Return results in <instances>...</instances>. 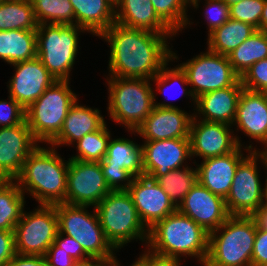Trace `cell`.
Segmentation results:
<instances>
[{"label": "cell", "mask_w": 267, "mask_h": 266, "mask_svg": "<svg viewBox=\"0 0 267 266\" xmlns=\"http://www.w3.org/2000/svg\"><path fill=\"white\" fill-rule=\"evenodd\" d=\"M176 34H158L114 22L100 37L110 45L109 77L152 79L176 54L167 38Z\"/></svg>", "instance_id": "1"}, {"label": "cell", "mask_w": 267, "mask_h": 266, "mask_svg": "<svg viewBox=\"0 0 267 266\" xmlns=\"http://www.w3.org/2000/svg\"><path fill=\"white\" fill-rule=\"evenodd\" d=\"M64 161L55 148L37 146L15 181L24 194L29 192L40 205L65 203L69 159Z\"/></svg>", "instance_id": "2"}, {"label": "cell", "mask_w": 267, "mask_h": 266, "mask_svg": "<svg viewBox=\"0 0 267 266\" xmlns=\"http://www.w3.org/2000/svg\"><path fill=\"white\" fill-rule=\"evenodd\" d=\"M208 242L209 233L177 210L149 229L147 246L151 251L164 256L179 259L181 255L194 256L204 265Z\"/></svg>", "instance_id": "3"}, {"label": "cell", "mask_w": 267, "mask_h": 266, "mask_svg": "<svg viewBox=\"0 0 267 266\" xmlns=\"http://www.w3.org/2000/svg\"><path fill=\"white\" fill-rule=\"evenodd\" d=\"M256 231L257 224L252 216L231 215L209 234L203 266H252Z\"/></svg>", "instance_id": "4"}, {"label": "cell", "mask_w": 267, "mask_h": 266, "mask_svg": "<svg viewBox=\"0 0 267 266\" xmlns=\"http://www.w3.org/2000/svg\"><path fill=\"white\" fill-rule=\"evenodd\" d=\"M107 82L109 117L131 132L136 131L154 108L150 79L109 77Z\"/></svg>", "instance_id": "5"}, {"label": "cell", "mask_w": 267, "mask_h": 266, "mask_svg": "<svg viewBox=\"0 0 267 266\" xmlns=\"http://www.w3.org/2000/svg\"><path fill=\"white\" fill-rule=\"evenodd\" d=\"M78 101L68 80H57L27 109L25 120L33 137L50 144L60 133L73 104Z\"/></svg>", "instance_id": "6"}, {"label": "cell", "mask_w": 267, "mask_h": 266, "mask_svg": "<svg viewBox=\"0 0 267 266\" xmlns=\"http://www.w3.org/2000/svg\"><path fill=\"white\" fill-rule=\"evenodd\" d=\"M106 239L115 250L131 240L148 241L149 230L142 223L128 191H111L96 206Z\"/></svg>", "instance_id": "7"}, {"label": "cell", "mask_w": 267, "mask_h": 266, "mask_svg": "<svg viewBox=\"0 0 267 266\" xmlns=\"http://www.w3.org/2000/svg\"><path fill=\"white\" fill-rule=\"evenodd\" d=\"M37 57L56 80H69L78 51V33L85 30L77 25L39 24Z\"/></svg>", "instance_id": "8"}, {"label": "cell", "mask_w": 267, "mask_h": 266, "mask_svg": "<svg viewBox=\"0 0 267 266\" xmlns=\"http://www.w3.org/2000/svg\"><path fill=\"white\" fill-rule=\"evenodd\" d=\"M90 206L56 204L58 232L72 237L90 257L114 259L115 248L106 239L94 207L93 214L86 210Z\"/></svg>", "instance_id": "9"}, {"label": "cell", "mask_w": 267, "mask_h": 266, "mask_svg": "<svg viewBox=\"0 0 267 266\" xmlns=\"http://www.w3.org/2000/svg\"><path fill=\"white\" fill-rule=\"evenodd\" d=\"M58 233L55 205H39L30 213L22 212L15 225V252L20 255L44 256Z\"/></svg>", "instance_id": "10"}, {"label": "cell", "mask_w": 267, "mask_h": 266, "mask_svg": "<svg viewBox=\"0 0 267 266\" xmlns=\"http://www.w3.org/2000/svg\"><path fill=\"white\" fill-rule=\"evenodd\" d=\"M249 155L239 163L225 203L230 215L252 216L266 202V184L261 188L257 161L260 151L250 144Z\"/></svg>", "instance_id": "11"}, {"label": "cell", "mask_w": 267, "mask_h": 266, "mask_svg": "<svg viewBox=\"0 0 267 266\" xmlns=\"http://www.w3.org/2000/svg\"><path fill=\"white\" fill-rule=\"evenodd\" d=\"M179 66L186 73L195 99L204 93L234 86L240 80L228 56L208 49Z\"/></svg>", "instance_id": "12"}, {"label": "cell", "mask_w": 267, "mask_h": 266, "mask_svg": "<svg viewBox=\"0 0 267 266\" xmlns=\"http://www.w3.org/2000/svg\"><path fill=\"white\" fill-rule=\"evenodd\" d=\"M109 192L100 162L69 159L66 204L95 207Z\"/></svg>", "instance_id": "13"}, {"label": "cell", "mask_w": 267, "mask_h": 266, "mask_svg": "<svg viewBox=\"0 0 267 266\" xmlns=\"http://www.w3.org/2000/svg\"><path fill=\"white\" fill-rule=\"evenodd\" d=\"M196 116H193L189 132L191 157L199 156L204 160L233 152L238 146L243 147L239 137L232 136L231 125L197 121Z\"/></svg>", "instance_id": "14"}, {"label": "cell", "mask_w": 267, "mask_h": 266, "mask_svg": "<svg viewBox=\"0 0 267 266\" xmlns=\"http://www.w3.org/2000/svg\"><path fill=\"white\" fill-rule=\"evenodd\" d=\"M152 112L134 131L145 141L189 138L192 115L169 103H155Z\"/></svg>", "instance_id": "15"}, {"label": "cell", "mask_w": 267, "mask_h": 266, "mask_svg": "<svg viewBox=\"0 0 267 266\" xmlns=\"http://www.w3.org/2000/svg\"><path fill=\"white\" fill-rule=\"evenodd\" d=\"M127 191L132 197L142 223L148 230L177 211V207L163 188L149 176L134 177Z\"/></svg>", "instance_id": "16"}, {"label": "cell", "mask_w": 267, "mask_h": 266, "mask_svg": "<svg viewBox=\"0 0 267 266\" xmlns=\"http://www.w3.org/2000/svg\"><path fill=\"white\" fill-rule=\"evenodd\" d=\"M37 146L26 120L12 127H0V180H15Z\"/></svg>", "instance_id": "17"}, {"label": "cell", "mask_w": 267, "mask_h": 266, "mask_svg": "<svg viewBox=\"0 0 267 266\" xmlns=\"http://www.w3.org/2000/svg\"><path fill=\"white\" fill-rule=\"evenodd\" d=\"M177 210L191 218L209 234L231 216L225 199L210 192L199 181L191 188Z\"/></svg>", "instance_id": "18"}, {"label": "cell", "mask_w": 267, "mask_h": 266, "mask_svg": "<svg viewBox=\"0 0 267 266\" xmlns=\"http://www.w3.org/2000/svg\"><path fill=\"white\" fill-rule=\"evenodd\" d=\"M15 73L9 81V96L25 110L35 102L45 90L57 81L43 66L38 57L12 64Z\"/></svg>", "instance_id": "19"}, {"label": "cell", "mask_w": 267, "mask_h": 266, "mask_svg": "<svg viewBox=\"0 0 267 266\" xmlns=\"http://www.w3.org/2000/svg\"><path fill=\"white\" fill-rule=\"evenodd\" d=\"M142 148L144 175L149 177H161L184 167V161L191 158L189 138L145 141Z\"/></svg>", "instance_id": "20"}, {"label": "cell", "mask_w": 267, "mask_h": 266, "mask_svg": "<svg viewBox=\"0 0 267 266\" xmlns=\"http://www.w3.org/2000/svg\"><path fill=\"white\" fill-rule=\"evenodd\" d=\"M238 146L228 154L204 159L197 165L198 181L210 192L225 199L230 192L231 184L239 163L245 158Z\"/></svg>", "instance_id": "21"}, {"label": "cell", "mask_w": 267, "mask_h": 266, "mask_svg": "<svg viewBox=\"0 0 267 266\" xmlns=\"http://www.w3.org/2000/svg\"><path fill=\"white\" fill-rule=\"evenodd\" d=\"M234 123L244 134L267 145V93L243 89Z\"/></svg>", "instance_id": "22"}, {"label": "cell", "mask_w": 267, "mask_h": 266, "mask_svg": "<svg viewBox=\"0 0 267 266\" xmlns=\"http://www.w3.org/2000/svg\"><path fill=\"white\" fill-rule=\"evenodd\" d=\"M243 89L239 80L234 86L204 93L196 98L195 110L203 115L201 120L232 125Z\"/></svg>", "instance_id": "23"}, {"label": "cell", "mask_w": 267, "mask_h": 266, "mask_svg": "<svg viewBox=\"0 0 267 266\" xmlns=\"http://www.w3.org/2000/svg\"><path fill=\"white\" fill-rule=\"evenodd\" d=\"M105 124L99 109L79 105L76 101L67 113L59 135L50 145L55 148L60 145L73 144L86 134L100 130Z\"/></svg>", "instance_id": "24"}, {"label": "cell", "mask_w": 267, "mask_h": 266, "mask_svg": "<svg viewBox=\"0 0 267 266\" xmlns=\"http://www.w3.org/2000/svg\"><path fill=\"white\" fill-rule=\"evenodd\" d=\"M74 10V25L93 35L101 36L116 21L113 0H70Z\"/></svg>", "instance_id": "25"}, {"label": "cell", "mask_w": 267, "mask_h": 266, "mask_svg": "<svg viewBox=\"0 0 267 266\" xmlns=\"http://www.w3.org/2000/svg\"><path fill=\"white\" fill-rule=\"evenodd\" d=\"M115 22L158 34H175L158 17L151 0H117Z\"/></svg>", "instance_id": "26"}, {"label": "cell", "mask_w": 267, "mask_h": 266, "mask_svg": "<svg viewBox=\"0 0 267 266\" xmlns=\"http://www.w3.org/2000/svg\"><path fill=\"white\" fill-rule=\"evenodd\" d=\"M100 167H121L134 177L144 175L143 148L133 140L110 139L107 153L100 162Z\"/></svg>", "instance_id": "27"}, {"label": "cell", "mask_w": 267, "mask_h": 266, "mask_svg": "<svg viewBox=\"0 0 267 266\" xmlns=\"http://www.w3.org/2000/svg\"><path fill=\"white\" fill-rule=\"evenodd\" d=\"M37 57L36 30L0 31V58L10 65Z\"/></svg>", "instance_id": "28"}, {"label": "cell", "mask_w": 267, "mask_h": 266, "mask_svg": "<svg viewBox=\"0 0 267 266\" xmlns=\"http://www.w3.org/2000/svg\"><path fill=\"white\" fill-rule=\"evenodd\" d=\"M257 29L249 23L229 19L221 27L208 33L207 49L224 56L230 55Z\"/></svg>", "instance_id": "29"}, {"label": "cell", "mask_w": 267, "mask_h": 266, "mask_svg": "<svg viewBox=\"0 0 267 266\" xmlns=\"http://www.w3.org/2000/svg\"><path fill=\"white\" fill-rule=\"evenodd\" d=\"M228 58L234 71L241 77L254 63L267 58V31L257 29Z\"/></svg>", "instance_id": "30"}, {"label": "cell", "mask_w": 267, "mask_h": 266, "mask_svg": "<svg viewBox=\"0 0 267 266\" xmlns=\"http://www.w3.org/2000/svg\"><path fill=\"white\" fill-rule=\"evenodd\" d=\"M38 25L30 0H0V31L37 30Z\"/></svg>", "instance_id": "31"}, {"label": "cell", "mask_w": 267, "mask_h": 266, "mask_svg": "<svg viewBox=\"0 0 267 266\" xmlns=\"http://www.w3.org/2000/svg\"><path fill=\"white\" fill-rule=\"evenodd\" d=\"M24 193L15 180H0V229L14 231L25 205Z\"/></svg>", "instance_id": "32"}, {"label": "cell", "mask_w": 267, "mask_h": 266, "mask_svg": "<svg viewBox=\"0 0 267 266\" xmlns=\"http://www.w3.org/2000/svg\"><path fill=\"white\" fill-rule=\"evenodd\" d=\"M150 178L154 179L163 188L178 208L191 188L198 182V170L185 165L183 169H174L164 176Z\"/></svg>", "instance_id": "33"}, {"label": "cell", "mask_w": 267, "mask_h": 266, "mask_svg": "<svg viewBox=\"0 0 267 266\" xmlns=\"http://www.w3.org/2000/svg\"><path fill=\"white\" fill-rule=\"evenodd\" d=\"M38 24L74 25L70 0H30Z\"/></svg>", "instance_id": "34"}, {"label": "cell", "mask_w": 267, "mask_h": 266, "mask_svg": "<svg viewBox=\"0 0 267 266\" xmlns=\"http://www.w3.org/2000/svg\"><path fill=\"white\" fill-rule=\"evenodd\" d=\"M110 139V132L105 124L100 130L88 133L76 142L79 153L69 159L101 162L107 153Z\"/></svg>", "instance_id": "35"}, {"label": "cell", "mask_w": 267, "mask_h": 266, "mask_svg": "<svg viewBox=\"0 0 267 266\" xmlns=\"http://www.w3.org/2000/svg\"><path fill=\"white\" fill-rule=\"evenodd\" d=\"M151 2L158 17L175 34L187 24L190 25L186 11L190 0H151Z\"/></svg>", "instance_id": "36"}, {"label": "cell", "mask_w": 267, "mask_h": 266, "mask_svg": "<svg viewBox=\"0 0 267 266\" xmlns=\"http://www.w3.org/2000/svg\"><path fill=\"white\" fill-rule=\"evenodd\" d=\"M265 0H244L229 6L230 18L249 23L260 30V19L262 16Z\"/></svg>", "instance_id": "37"}, {"label": "cell", "mask_w": 267, "mask_h": 266, "mask_svg": "<svg viewBox=\"0 0 267 266\" xmlns=\"http://www.w3.org/2000/svg\"><path fill=\"white\" fill-rule=\"evenodd\" d=\"M240 81L246 90L267 93V58L254 63Z\"/></svg>", "instance_id": "38"}, {"label": "cell", "mask_w": 267, "mask_h": 266, "mask_svg": "<svg viewBox=\"0 0 267 266\" xmlns=\"http://www.w3.org/2000/svg\"><path fill=\"white\" fill-rule=\"evenodd\" d=\"M167 65H168V63L160 70V72L158 74H156L151 79V81L154 80V82H156V85L158 87L157 90H159L161 93H164L163 91H164V89H166V86H168L169 83L170 84L173 83L174 81H179L176 83H182V85H189L186 73L182 70V68L179 65H177L174 69L168 68ZM180 90L183 94H185V96L186 95L190 96L192 98V101L194 100V104H196V99H195L194 95L192 94L191 88L187 90L184 87Z\"/></svg>", "instance_id": "39"}, {"label": "cell", "mask_w": 267, "mask_h": 266, "mask_svg": "<svg viewBox=\"0 0 267 266\" xmlns=\"http://www.w3.org/2000/svg\"><path fill=\"white\" fill-rule=\"evenodd\" d=\"M206 17L208 23V32L211 33L218 27H221L230 19L229 6L222 0H206ZM199 0H190V6L197 9Z\"/></svg>", "instance_id": "40"}, {"label": "cell", "mask_w": 267, "mask_h": 266, "mask_svg": "<svg viewBox=\"0 0 267 266\" xmlns=\"http://www.w3.org/2000/svg\"><path fill=\"white\" fill-rule=\"evenodd\" d=\"M0 100V127H12L25 121L26 110L11 96Z\"/></svg>", "instance_id": "41"}, {"label": "cell", "mask_w": 267, "mask_h": 266, "mask_svg": "<svg viewBox=\"0 0 267 266\" xmlns=\"http://www.w3.org/2000/svg\"><path fill=\"white\" fill-rule=\"evenodd\" d=\"M101 170L111 191H127L134 179L131 173L121 167H101Z\"/></svg>", "instance_id": "42"}, {"label": "cell", "mask_w": 267, "mask_h": 266, "mask_svg": "<svg viewBox=\"0 0 267 266\" xmlns=\"http://www.w3.org/2000/svg\"><path fill=\"white\" fill-rule=\"evenodd\" d=\"M54 243L63 251L69 253L76 261H83L90 258V256L83 250V247L70 236H65L64 234L58 232Z\"/></svg>", "instance_id": "43"}, {"label": "cell", "mask_w": 267, "mask_h": 266, "mask_svg": "<svg viewBox=\"0 0 267 266\" xmlns=\"http://www.w3.org/2000/svg\"><path fill=\"white\" fill-rule=\"evenodd\" d=\"M252 266H267V231L259 227L254 240Z\"/></svg>", "instance_id": "44"}, {"label": "cell", "mask_w": 267, "mask_h": 266, "mask_svg": "<svg viewBox=\"0 0 267 266\" xmlns=\"http://www.w3.org/2000/svg\"><path fill=\"white\" fill-rule=\"evenodd\" d=\"M15 254L14 231L0 229V266H7Z\"/></svg>", "instance_id": "45"}, {"label": "cell", "mask_w": 267, "mask_h": 266, "mask_svg": "<svg viewBox=\"0 0 267 266\" xmlns=\"http://www.w3.org/2000/svg\"><path fill=\"white\" fill-rule=\"evenodd\" d=\"M137 261L142 266H181L179 258L160 255L150 251V249L147 250V253L141 255Z\"/></svg>", "instance_id": "46"}, {"label": "cell", "mask_w": 267, "mask_h": 266, "mask_svg": "<svg viewBox=\"0 0 267 266\" xmlns=\"http://www.w3.org/2000/svg\"><path fill=\"white\" fill-rule=\"evenodd\" d=\"M48 266H74L76 260L53 243L44 255Z\"/></svg>", "instance_id": "47"}, {"label": "cell", "mask_w": 267, "mask_h": 266, "mask_svg": "<svg viewBox=\"0 0 267 266\" xmlns=\"http://www.w3.org/2000/svg\"><path fill=\"white\" fill-rule=\"evenodd\" d=\"M7 266H48L44 256L15 254Z\"/></svg>", "instance_id": "48"}, {"label": "cell", "mask_w": 267, "mask_h": 266, "mask_svg": "<svg viewBox=\"0 0 267 266\" xmlns=\"http://www.w3.org/2000/svg\"><path fill=\"white\" fill-rule=\"evenodd\" d=\"M74 266H120L116 257L114 259L90 257L83 261H76Z\"/></svg>", "instance_id": "49"}, {"label": "cell", "mask_w": 267, "mask_h": 266, "mask_svg": "<svg viewBox=\"0 0 267 266\" xmlns=\"http://www.w3.org/2000/svg\"><path fill=\"white\" fill-rule=\"evenodd\" d=\"M257 227L267 231V203L262 204L258 210L252 215Z\"/></svg>", "instance_id": "50"}, {"label": "cell", "mask_w": 267, "mask_h": 266, "mask_svg": "<svg viewBox=\"0 0 267 266\" xmlns=\"http://www.w3.org/2000/svg\"><path fill=\"white\" fill-rule=\"evenodd\" d=\"M260 30L267 31V0H265L262 16L260 19Z\"/></svg>", "instance_id": "51"}, {"label": "cell", "mask_w": 267, "mask_h": 266, "mask_svg": "<svg viewBox=\"0 0 267 266\" xmlns=\"http://www.w3.org/2000/svg\"><path fill=\"white\" fill-rule=\"evenodd\" d=\"M263 150L260 151V160L263 162V164L267 170V145L264 146Z\"/></svg>", "instance_id": "52"}, {"label": "cell", "mask_w": 267, "mask_h": 266, "mask_svg": "<svg viewBox=\"0 0 267 266\" xmlns=\"http://www.w3.org/2000/svg\"><path fill=\"white\" fill-rule=\"evenodd\" d=\"M226 5L231 6L244 0H222Z\"/></svg>", "instance_id": "53"}, {"label": "cell", "mask_w": 267, "mask_h": 266, "mask_svg": "<svg viewBox=\"0 0 267 266\" xmlns=\"http://www.w3.org/2000/svg\"><path fill=\"white\" fill-rule=\"evenodd\" d=\"M131 266H142L138 261H135Z\"/></svg>", "instance_id": "54"}, {"label": "cell", "mask_w": 267, "mask_h": 266, "mask_svg": "<svg viewBox=\"0 0 267 266\" xmlns=\"http://www.w3.org/2000/svg\"><path fill=\"white\" fill-rule=\"evenodd\" d=\"M266 189H267V178H266ZM265 200H266V203H267V190H266V198H265Z\"/></svg>", "instance_id": "55"}]
</instances>
